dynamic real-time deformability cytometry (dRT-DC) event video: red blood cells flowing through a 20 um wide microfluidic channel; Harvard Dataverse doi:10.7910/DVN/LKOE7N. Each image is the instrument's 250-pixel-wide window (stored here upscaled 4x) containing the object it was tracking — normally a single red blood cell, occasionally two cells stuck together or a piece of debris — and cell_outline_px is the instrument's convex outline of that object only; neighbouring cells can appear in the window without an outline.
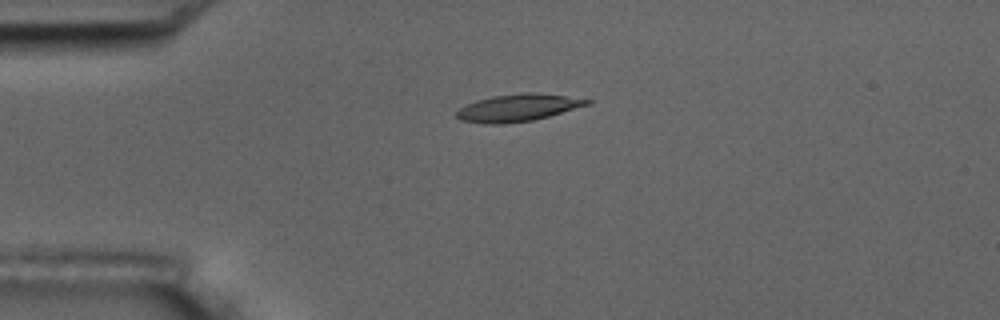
{"species": "common noctule bat (a hibernating species)", "species_latin": "Nyctalus noctula", "temperature_condition": "room temperature", "stored_images_in_passage": 2, "camera_frame_rate_fps": 3000, "um_per_image_px": 0.085, "animal": {"sex": "male", "body_mass_g": 17.5, "forearm_length_mm": 52.3}, "frame": {"image": 1, "passage_image": 1, "time_ms": 0.0, "image_size_px": [1000, 320], "cell_outline_px": [[592, 104], [548, 116], [532, 120], [504, 124], [484, 124], [460, 120], [456, 116], [456, 112], [460, 108], [476, 100], [492, 96], [528, 92], [536, 92], [592, 100]], "centroid_in_image_um": [44.02, 9.16], "position_along_channel_um": 41.0, "area_um2": 20.63}}